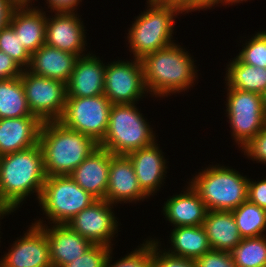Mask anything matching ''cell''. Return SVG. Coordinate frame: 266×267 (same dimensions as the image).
<instances>
[{
  "mask_svg": "<svg viewBox=\"0 0 266 267\" xmlns=\"http://www.w3.org/2000/svg\"><path fill=\"white\" fill-rule=\"evenodd\" d=\"M46 177L39 144L0 156V207L15 213L32 194L38 200Z\"/></svg>",
  "mask_w": 266,
  "mask_h": 267,
  "instance_id": "obj_1",
  "label": "cell"
},
{
  "mask_svg": "<svg viewBox=\"0 0 266 267\" xmlns=\"http://www.w3.org/2000/svg\"><path fill=\"white\" fill-rule=\"evenodd\" d=\"M191 54L176 42L145 55L142 59L144 81L150 96L179 94L195 85L197 66Z\"/></svg>",
  "mask_w": 266,
  "mask_h": 267,
  "instance_id": "obj_2",
  "label": "cell"
},
{
  "mask_svg": "<svg viewBox=\"0 0 266 267\" xmlns=\"http://www.w3.org/2000/svg\"><path fill=\"white\" fill-rule=\"evenodd\" d=\"M39 145L47 177L70 175L99 147L93 138L65 127L60 121L43 122Z\"/></svg>",
  "mask_w": 266,
  "mask_h": 267,
  "instance_id": "obj_3",
  "label": "cell"
},
{
  "mask_svg": "<svg viewBox=\"0 0 266 267\" xmlns=\"http://www.w3.org/2000/svg\"><path fill=\"white\" fill-rule=\"evenodd\" d=\"M209 166L198 171L187 182L198 193L208 211H233L248 200L247 176L226 165Z\"/></svg>",
  "mask_w": 266,
  "mask_h": 267,
  "instance_id": "obj_4",
  "label": "cell"
},
{
  "mask_svg": "<svg viewBox=\"0 0 266 267\" xmlns=\"http://www.w3.org/2000/svg\"><path fill=\"white\" fill-rule=\"evenodd\" d=\"M156 133L135 104H112L108 128L99 146L113 155H128L158 141Z\"/></svg>",
  "mask_w": 266,
  "mask_h": 267,
  "instance_id": "obj_5",
  "label": "cell"
},
{
  "mask_svg": "<svg viewBox=\"0 0 266 267\" xmlns=\"http://www.w3.org/2000/svg\"><path fill=\"white\" fill-rule=\"evenodd\" d=\"M146 4L147 9L135 17L127 31L128 50L138 59L173 44L175 19L183 15L171 5Z\"/></svg>",
  "mask_w": 266,
  "mask_h": 267,
  "instance_id": "obj_6",
  "label": "cell"
},
{
  "mask_svg": "<svg viewBox=\"0 0 266 267\" xmlns=\"http://www.w3.org/2000/svg\"><path fill=\"white\" fill-rule=\"evenodd\" d=\"M97 199L83 190L69 175L46 177L38 204L50 224H67Z\"/></svg>",
  "mask_w": 266,
  "mask_h": 267,
  "instance_id": "obj_7",
  "label": "cell"
},
{
  "mask_svg": "<svg viewBox=\"0 0 266 267\" xmlns=\"http://www.w3.org/2000/svg\"><path fill=\"white\" fill-rule=\"evenodd\" d=\"M225 86V114H228L226 117L231 125V136L241 150L266 125L263 95Z\"/></svg>",
  "mask_w": 266,
  "mask_h": 267,
  "instance_id": "obj_8",
  "label": "cell"
},
{
  "mask_svg": "<svg viewBox=\"0 0 266 267\" xmlns=\"http://www.w3.org/2000/svg\"><path fill=\"white\" fill-rule=\"evenodd\" d=\"M112 103L104 95L67 97L59 120L65 127L93 138L98 144L104 139Z\"/></svg>",
  "mask_w": 266,
  "mask_h": 267,
  "instance_id": "obj_9",
  "label": "cell"
},
{
  "mask_svg": "<svg viewBox=\"0 0 266 267\" xmlns=\"http://www.w3.org/2000/svg\"><path fill=\"white\" fill-rule=\"evenodd\" d=\"M21 81L28 107L42 122L59 121L64 113L66 84L22 70Z\"/></svg>",
  "mask_w": 266,
  "mask_h": 267,
  "instance_id": "obj_10",
  "label": "cell"
},
{
  "mask_svg": "<svg viewBox=\"0 0 266 267\" xmlns=\"http://www.w3.org/2000/svg\"><path fill=\"white\" fill-rule=\"evenodd\" d=\"M133 59L106 63L104 95L112 104L137 105L148 94L141 59Z\"/></svg>",
  "mask_w": 266,
  "mask_h": 267,
  "instance_id": "obj_11",
  "label": "cell"
},
{
  "mask_svg": "<svg viewBox=\"0 0 266 267\" xmlns=\"http://www.w3.org/2000/svg\"><path fill=\"white\" fill-rule=\"evenodd\" d=\"M114 206L107 200H96L68 221L67 225L93 244L112 248L113 238L119 229Z\"/></svg>",
  "mask_w": 266,
  "mask_h": 267,
  "instance_id": "obj_12",
  "label": "cell"
},
{
  "mask_svg": "<svg viewBox=\"0 0 266 267\" xmlns=\"http://www.w3.org/2000/svg\"><path fill=\"white\" fill-rule=\"evenodd\" d=\"M21 237V238H20ZM17 237L0 259L4 267H53L50 246L44 230L34 223L23 236Z\"/></svg>",
  "mask_w": 266,
  "mask_h": 267,
  "instance_id": "obj_13",
  "label": "cell"
},
{
  "mask_svg": "<svg viewBox=\"0 0 266 267\" xmlns=\"http://www.w3.org/2000/svg\"><path fill=\"white\" fill-rule=\"evenodd\" d=\"M47 16L45 45L77 55H87L86 30L77 12H54ZM80 17V18H79Z\"/></svg>",
  "mask_w": 266,
  "mask_h": 267,
  "instance_id": "obj_14",
  "label": "cell"
},
{
  "mask_svg": "<svg viewBox=\"0 0 266 267\" xmlns=\"http://www.w3.org/2000/svg\"><path fill=\"white\" fill-rule=\"evenodd\" d=\"M45 222V224H44ZM39 225L50 246V259L53 267H64L84 254L93 243L72 230L67 224H51L41 218L33 222Z\"/></svg>",
  "mask_w": 266,
  "mask_h": 267,
  "instance_id": "obj_15",
  "label": "cell"
},
{
  "mask_svg": "<svg viewBox=\"0 0 266 267\" xmlns=\"http://www.w3.org/2000/svg\"><path fill=\"white\" fill-rule=\"evenodd\" d=\"M149 197L139 187L130 159L110 152L109 178L105 200L111 204L136 203Z\"/></svg>",
  "mask_w": 266,
  "mask_h": 267,
  "instance_id": "obj_16",
  "label": "cell"
},
{
  "mask_svg": "<svg viewBox=\"0 0 266 267\" xmlns=\"http://www.w3.org/2000/svg\"><path fill=\"white\" fill-rule=\"evenodd\" d=\"M158 145L160 144L156 141L150 146L126 155L133 165L139 187L148 197L160 191L167 177V163L169 162Z\"/></svg>",
  "mask_w": 266,
  "mask_h": 267,
  "instance_id": "obj_17",
  "label": "cell"
},
{
  "mask_svg": "<svg viewBox=\"0 0 266 267\" xmlns=\"http://www.w3.org/2000/svg\"><path fill=\"white\" fill-rule=\"evenodd\" d=\"M106 65L96 54L81 56L66 84L67 97H92L104 94Z\"/></svg>",
  "mask_w": 266,
  "mask_h": 267,
  "instance_id": "obj_18",
  "label": "cell"
},
{
  "mask_svg": "<svg viewBox=\"0 0 266 267\" xmlns=\"http://www.w3.org/2000/svg\"><path fill=\"white\" fill-rule=\"evenodd\" d=\"M110 152L99 146L69 175L97 200H105L109 178Z\"/></svg>",
  "mask_w": 266,
  "mask_h": 267,
  "instance_id": "obj_19",
  "label": "cell"
},
{
  "mask_svg": "<svg viewBox=\"0 0 266 267\" xmlns=\"http://www.w3.org/2000/svg\"><path fill=\"white\" fill-rule=\"evenodd\" d=\"M42 124L35 115L0 119V156L39 144Z\"/></svg>",
  "mask_w": 266,
  "mask_h": 267,
  "instance_id": "obj_20",
  "label": "cell"
},
{
  "mask_svg": "<svg viewBox=\"0 0 266 267\" xmlns=\"http://www.w3.org/2000/svg\"><path fill=\"white\" fill-rule=\"evenodd\" d=\"M19 5L11 15L10 25L21 43L32 54L45 44L47 13L42 6ZM42 8V9H41Z\"/></svg>",
  "mask_w": 266,
  "mask_h": 267,
  "instance_id": "obj_21",
  "label": "cell"
},
{
  "mask_svg": "<svg viewBox=\"0 0 266 267\" xmlns=\"http://www.w3.org/2000/svg\"><path fill=\"white\" fill-rule=\"evenodd\" d=\"M183 193L169 197L163 214L172 227L203 225L208 209L198 193L189 184Z\"/></svg>",
  "mask_w": 266,
  "mask_h": 267,
  "instance_id": "obj_22",
  "label": "cell"
},
{
  "mask_svg": "<svg viewBox=\"0 0 266 267\" xmlns=\"http://www.w3.org/2000/svg\"><path fill=\"white\" fill-rule=\"evenodd\" d=\"M78 58L75 54L44 44L31 54L27 70L35 75L67 84Z\"/></svg>",
  "mask_w": 266,
  "mask_h": 267,
  "instance_id": "obj_23",
  "label": "cell"
},
{
  "mask_svg": "<svg viewBox=\"0 0 266 267\" xmlns=\"http://www.w3.org/2000/svg\"><path fill=\"white\" fill-rule=\"evenodd\" d=\"M202 226L213 250L230 252L242 240L231 211H208Z\"/></svg>",
  "mask_w": 266,
  "mask_h": 267,
  "instance_id": "obj_24",
  "label": "cell"
},
{
  "mask_svg": "<svg viewBox=\"0 0 266 267\" xmlns=\"http://www.w3.org/2000/svg\"><path fill=\"white\" fill-rule=\"evenodd\" d=\"M169 237L171 247L167 250L164 247V250L175 256L196 260L211 250L208 236L202 225L175 227Z\"/></svg>",
  "mask_w": 266,
  "mask_h": 267,
  "instance_id": "obj_25",
  "label": "cell"
},
{
  "mask_svg": "<svg viewBox=\"0 0 266 267\" xmlns=\"http://www.w3.org/2000/svg\"><path fill=\"white\" fill-rule=\"evenodd\" d=\"M232 59L226 66V85L229 88L263 95L266 91V68L242 63L237 57Z\"/></svg>",
  "mask_w": 266,
  "mask_h": 267,
  "instance_id": "obj_26",
  "label": "cell"
},
{
  "mask_svg": "<svg viewBox=\"0 0 266 267\" xmlns=\"http://www.w3.org/2000/svg\"><path fill=\"white\" fill-rule=\"evenodd\" d=\"M32 116L20 77L0 80V119Z\"/></svg>",
  "mask_w": 266,
  "mask_h": 267,
  "instance_id": "obj_27",
  "label": "cell"
},
{
  "mask_svg": "<svg viewBox=\"0 0 266 267\" xmlns=\"http://www.w3.org/2000/svg\"><path fill=\"white\" fill-rule=\"evenodd\" d=\"M231 212L242 238L260 237L265 235V209L247 200Z\"/></svg>",
  "mask_w": 266,
  "mask_h": 267,
  "instance_id": "obj_28",
  "label": "cell"
},
{
  "mask_svg": "<svg viewBox=\"0 0 266 267\" xmlns=\"http://www.w3.org/2000/svg\"><path fill=\"white\" fill-rule=\"evenodd\" d=\"M230 254L236 267H262L266 265V235L242 238Z\"/></svg>",
  "mask_w": 266,
  "mask_h": 267,
  "instance_id": "obj_29",
  "label": "cell"
},
{
  "mask_svg": "<svg viewBox=\"0 0 266 267\" xmlns=\"http://www.w3.org/2000/svg\"><path fill=\"white\" fill-rule=\"evenodd\" d=\"M0 50L8 54L23 70L28 68L31 54L10 24L0 30Z\"/></svg>",
  "mask_w": 266,
  "mask_h": 267,
  "instance_id": "obj_30",
  "label": "cell"
},
{
  "mask_svg": "<svg viewBox=\"0 0 266 267\" xmlns=\"http://www.w3.org/2000/svg\"><path fill=\"white\" fill-rule=\"evenodd\" d=\"M250 37L243 43L242 50L236 57L242 63L266 68V30L258 31Z\"/></svg>",
  "mask_w": 266,
  "mask_h": 267,
  "instance_id": "obj_31",
  "label": "cell"
},
{
  "mask_svg": "<svg viewBox=\"0 0 266 267\" xmlns=\"http://www.w3.org/2000/svg\"><path fill=\"white\" fill-rule=\"evenodd\" d=\"M145 242V243H144ZM143 244L126 254L121 259L112 263L113 247L110 248L106 258L105 267H151L152 263V238L144 240ZM112 263V264H111Z\"/></svg>",
  "mask_w": 266,
  "mask_h": 267,
  "instance_id": "obj_32",
  "label": "cell"
},
{
  "mask_svg": "<svg viewBox=\"0 0 266 267\" xmlns=\"http://www.w3.org/2000/svg\"><path fill=\"white\" fill-rule=\"evenodd\" d=\"M161 241L152 239L151 267H197L195 260L175 256L161 248ZM161 248V249H160Z\"/></svg>",
  "mask_w": 266,
  "mask_h": 267,
  "instance_id": "obj_33",
  "label": "cell"
},
{
  "mask_svg": "<svg viewBox=\"0 0 266 267\" xmlns=\"http://www.w3.org/2000/svg\"><path fill=\"white\" fill-rule=\"evenodd\" d=\"M110 247L100 244H93L79 258L74 259L64 267H105L106 258Z\"/></svg>",
  "mask_w": 266,
  "mask_h": 267,
  "instance_id": "obj_34",
  "label": "cell"
},
{
  "mask_svg": "<svg viewBox=\"0 0 266 267\" xmlns=\"http://www.w3.org/2000/svg\"><path fill=\"white\" fill-rule=\"evenodd\" d=\"M244 156L256 163L266 164V125L242 149Z\"/></svg>",
  "mask_w": 266,
  "mask_h": 267,
  "instance_id": "obj_35",
  "label": "cell"
},
{
  "mask_svg": "<svg viewBox=\"0 0 266 267\" xmlns=\"http://www.w3.org/2000/svg\"><path fill=\"white\" fill-rule=\"evenodd\" d=\"M195 262L197 267H236L230 252L213 249L197 258Z\"/></svg>",
  "mask_w": 266,
  "mask_h": 267,
  "instance_id": "obj_36",
  "label": "cell"
},
{
  "mask_svg": "<svg viewBox=\"0 0 266 267\" xmlns=\"http://www.w3.org/2000/svg\"><path fill=\"white\" fill-rule=\"evenodd\" d=\"M248 200L266 210V178L248 183Z\"/></svg>",
  "mask_w": 266,
  "mask_h": 267,
  "instance_id": "obj_37",
  "label": "cell"
},
{
  "mask_svg": "<svg viewBox=\"0 0 266 267\" xmlns=\"http://www.w3.org/2000/svg\"><path fill=\"white\" fill-rule=\"evenodd\" d=\"M22 70L8 54L0 50V80L20 77Z\"/></svg>",
  "mask_w": 266,
  "mask_h": 267,
  "instance_id": "obj_38",
  "label": "cell"
},
{
  "mask_svg": "<svg viewBox=\"0 0 266 267\" xmlns=\"http://www.w3.org/2000/svg\"><path fill=\"white\" fill-rule=\"evenodd\" d=\"M50 9L47 12H77V7L82 0H45Z\"/></svg>",
  "mask_w": 266,
  "mask_h": 267,
  "instance_id": "obj_39",
  "label": "cell"
},
{
  "mask_svg": "<svg viewBox=\"0 0 266 267\" xmlns=\"http://www.w3.org/2000/svg\"><path fill=\"white\" fill-rule=\"evenodd\" d=\"M17 6L12 0H0V30L10 24L12 12Z\"/></svg>",
  "mask_w": 266,
  "mask_h": 267,
  "instance_id": "obj_40",
  "label": "cell"
},
{
  "mask_svg": "<svg viewBox=\"0 0 266 267\" xmlns=\"http://www.w3.org/2000/svg\"><path fill=\"white\" fill-rule=\"evenodd\" d=\"M176 8L183 14L198 11V0H176Z\"/></svg>",
  "mask_w": 266,
  "mask_h": 267,
  "instance_id": "obj_41",
  "label": "cell"
},
{
  "mask_svg": "<svg viewBox=\"0 0 266 267\" xmlns=\"http://www.w3.org/2000/svg\"><path fill=\"white\" fill-rule=\"evenodd\" d=\"M221 3V4H220ZM220 5L225 6L226 5V0H198V11L202 10H207V9H211L213 7H219Z\"/></svg>",
  "mask_w": 266,
  "mask_h": 267,
  "instance_id": "obj_42",
  "label": "cell"
},
{
  "mask_svg": "<svg viewBox=\"0 0 266 267\" xmlns=\"http://www.w3.org/2000/svg\"><path fill=\"white\" fill-rule=\"evenodd\" d=\"M146 2L153 5H171L176 7V0H147Z\"/></svg>",
  "mask_w": 266,
  "mask_h": 267,
  "instance_id": "obj_43",
  "label": "cell"
},
{
  "mask_svg": "<svg viewBox=\"0 0 266 267\" xmlns=\"http://www.w3.org/2000/svg\"><path fill=\"white\" fill-rule=\"evenodd\" d=\"M15 4L19 5H33V1H38V0H12Z\"/></svg>",
  "mask_w": 266,
  "mask_h": 267,
  "instance_id": "obj_44",
  "label": "cell"
},
{
  "mask_svg": "<svg viewBox=\"0 0 266 267\" xmlns=\"http://www.w3.org/2000/svg\"><path fill=\"white\" fill-rule=\"evenodd\" d=\"M9 214H11V212L9 210H7L3 207H0V220L2 218H4V216H6V215L9 216ZM0 233H1V231H0ZM0 239H1V237H0ZM0 243H1V241H0Z\"/></svg>",
  "mask_w": 266,
  "mask_h": 267,
  "instance_id": "obj_45",
  "label": "cell"
},
{
  "mask_svg": "<svg viewBox=\"0 0 266 267\" xmlns=\"http://www.w3.org/2000/svg\"><path fill=\"white\" fill-rule=\"evenodd\" d=\"M248 2V0H226V5H236V4H240V3H242V2Z\"/></svg>",
  "mask_w": 266,
  "mask_h": 267,
  "instance_id": "obj_46",
  "label": "cell"
},
{
  "mask_svg": "<svg viewBox=\"0 0 266 267\" xmlns=\"http://www.w3.org/2000/svg\"><path fill=\"white\" fill-rule=\"evenodd\" d=\"M263 102H264V107H265V110H266V91L263 94Z\"/></svg>",
  "mask_w": 266,
  "mask_h": 267,
  "instance_id": "obj_47",
  "label": "cell"
}]
</instances>
